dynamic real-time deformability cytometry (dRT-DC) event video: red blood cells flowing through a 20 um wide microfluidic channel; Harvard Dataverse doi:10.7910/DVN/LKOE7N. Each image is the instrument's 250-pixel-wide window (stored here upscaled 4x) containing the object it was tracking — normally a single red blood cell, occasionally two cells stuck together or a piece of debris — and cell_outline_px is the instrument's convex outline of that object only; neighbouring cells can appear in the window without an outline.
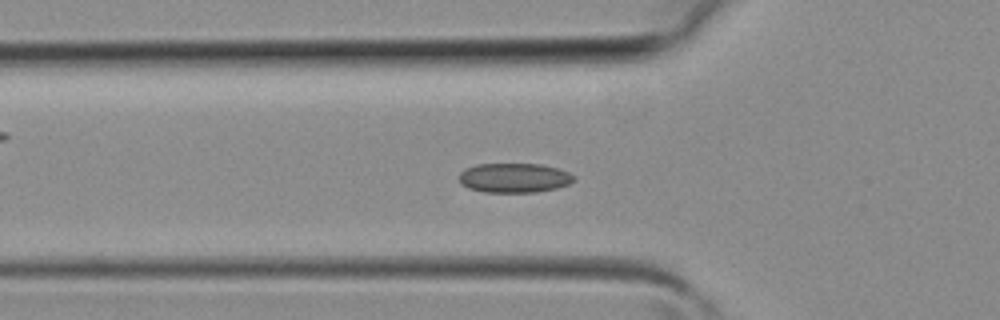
{"species": "common noctule bat (a hibernating species)", "species_latin": "Nyctalus noctula", "temperature_condition": "room temperature", "stored_images_in_passage": 40, "camera_frame_rate_fps": 3000, "um_per_image_px": 0.085, "animal": {"sex": "female", "body_mass_g": 19.3, "forearm_length_mm": 54.1}, "frame": {"image": 1, "passage_image": 13, "time_ms": 4.0, "image_size_px": [1000, 320], "cell_outline_px": [[576, 180], [568, 184], [556, 188], [536, 192], [484, 192], [468, 188], [460, 184], [460, 172], [464, 168], [476, 164], [540, 164], [560, 168], [576, 176]], "centroid_in_image_um": [43.72, 15.11], "position_along_channel_um": 82.1, "area_um2": 19.94}}
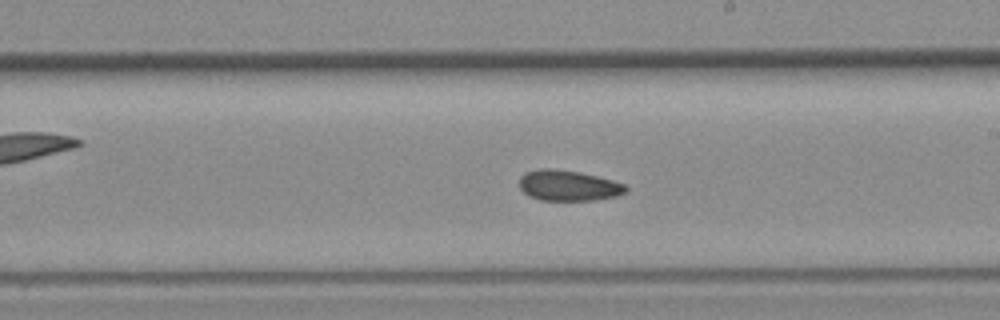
{"frame": {"image": 2, "passage_image": 22, "time_ms": 7.0, "image_size_px": [1000, 320], "cell_outline_px": [[628, 192], [616, 196], [592, 200], [540, 200], [528, 196], [520, 188], [520, 176], [524, 172], [540, 168], [548, 168], [580, 172], [612, 180], [624, 184], [628, 188]], "centroid_in_image_um": [48.29, 15.77], "position_along_channel_um": 240.7, "area_um2": 19.02}}
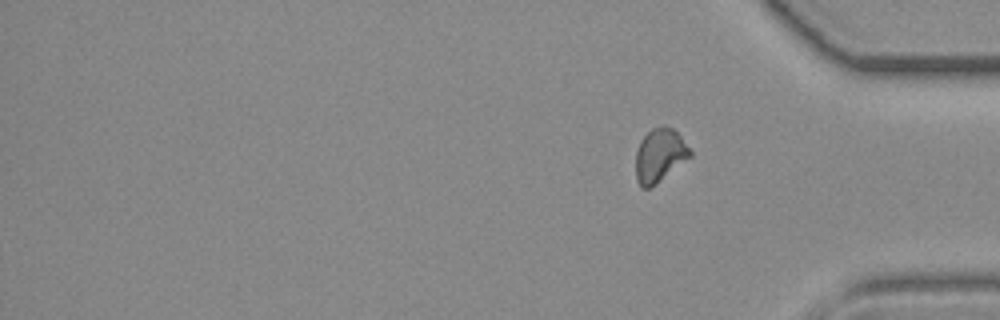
{"frame": {"image": 3, "passage_image": 40, "time_ms": 13.0, "image_size_px": [1000, 320], "cell_outline_px": [[692, 156], [656, 184], [648, 188], [640, 188], [636, 180], [636, 152], [640, 140], [652, 128], [672, 128], [680, 136], [692, 152]], "centroid_in_image_um": [56.06, 13.25], "position_along_channel_um": 379.1, "area_um2": 16.7}}